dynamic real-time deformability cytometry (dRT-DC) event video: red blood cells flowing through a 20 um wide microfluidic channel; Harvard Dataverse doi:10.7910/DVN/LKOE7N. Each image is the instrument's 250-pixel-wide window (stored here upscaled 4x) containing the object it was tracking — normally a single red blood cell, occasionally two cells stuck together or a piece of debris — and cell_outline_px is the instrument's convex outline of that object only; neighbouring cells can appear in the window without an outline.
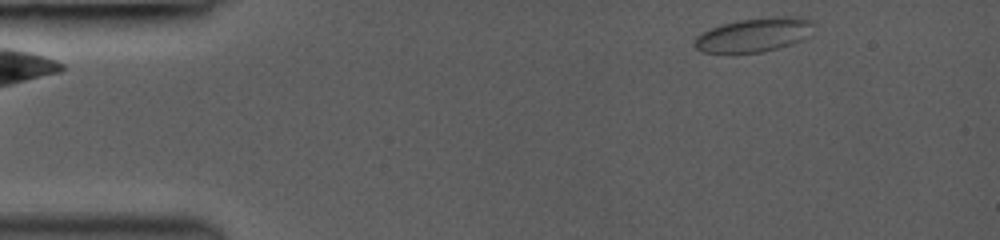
{"species": "common noctule bat (a hibernating species)", "species_latin": "Nyctalus noctula", "temperature_condition": "room temperature", "stored_images_in_passage": 15, "camera_frame_rate_fps": 3000, "um_per_image_px": 0.085, "animal": {"sex": "female", "body_mass_g": 19.0, "forearm_length_mm": 53.3}, "frame": {"image": 1, "passage_image": 1, "time_ms": 0.0, "image_size_px": [1000, 240], "cell_outline_px": [[816, 24], [812, 36], [792, 44], [764, 52], [732, 56], [700, 52], [696, 48], [696, 36], [700, 32], [720, 24], [740, 20], [776, 16], [800, 16], [816, 20]], "centroid_in_image_um": [64.14, 2.99], "position_along_channel_um": 20.9, "area_um2": 25.03}}
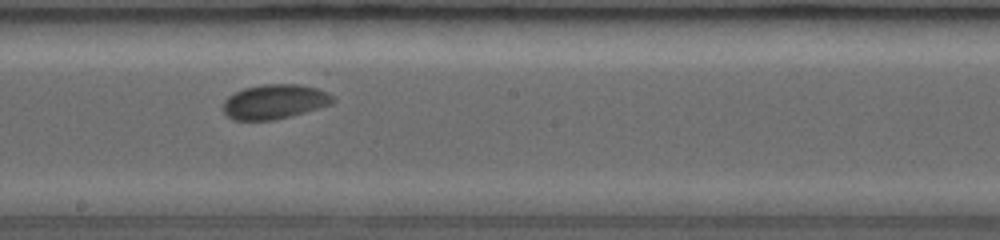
{"frame": {"image": 2, "passage_image": 8, "time_ms": 7.0, "image_size_px": [1000, 240], "cell_outline_px": [[336, 100], [332, 104], [292, 116], [272, 120], [232, 120], [224, 112], [224, 100], [228, 96], [244, 88], [264, 84], [300, 84], [316, 88], [328, 92]], "centroid_in_image_um": [23.36, 8.64], "position_along_channel_um": 224.8, "area_um2": 22.14}}
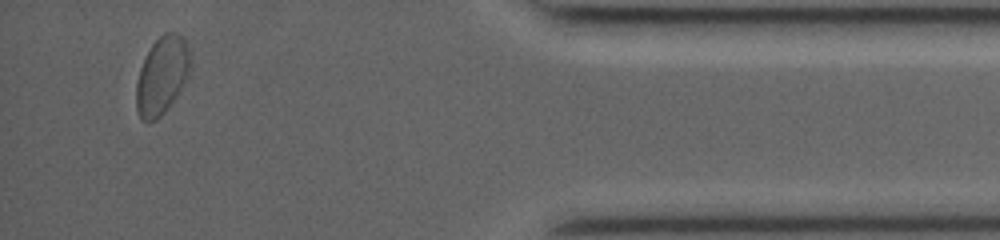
{"frame": {"image": 3, "passage_image": 14, "time_ms": 12.667, "image_size_px": [1000, 240], "cell_outline_px": [[188, 72], [180, 88], [164, 112], [156, 120], [140, 120], [136, 108], [136, 80], [140, 68], [152, 44], [164, 32], [176, 32], [184, 36], [188, 48]], "centroid_in_image_um": [13.71, 6.4], "position_along_channel_um": 421.5, "area_um2": 23.81}, "authors_computed_cell_mechanics": {"area_um2": 22.3686, "velocity_mm_per_s": 4.1147, "shape_relaxation_time_tau1_ms": 0.1351, "shape_relaxation_time_tau2_ms": 2.5449, "deformation_change_tau1": 0.0304, "deformation_change_tau2": 0.0256}}